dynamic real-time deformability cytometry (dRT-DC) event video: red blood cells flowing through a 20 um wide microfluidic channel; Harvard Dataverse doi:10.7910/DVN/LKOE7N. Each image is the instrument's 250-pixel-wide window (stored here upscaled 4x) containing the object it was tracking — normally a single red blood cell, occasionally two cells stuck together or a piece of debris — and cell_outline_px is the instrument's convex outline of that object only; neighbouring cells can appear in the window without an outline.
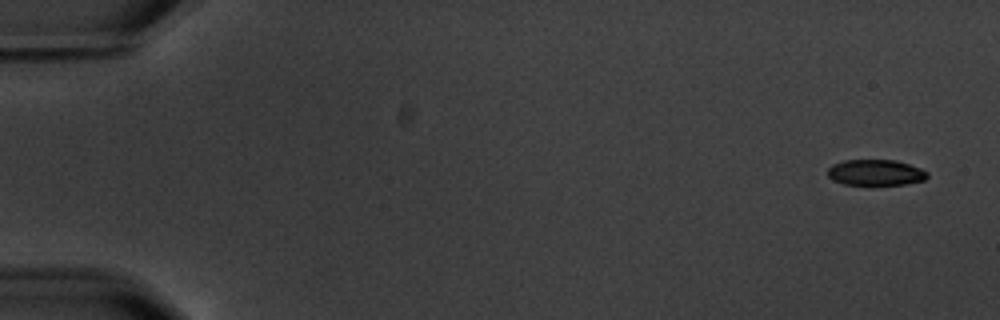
{"species": "common noctule bat (a hibernating species)", "species_latin": "Nyctalus noctula", "temperature_condition": "warm", "stored_images_in_passage": 10, "camera_frame_rate_fps": 3000, "um_per_image_px": 0.085, "animal": {"sex": "male", "body_mass_g": 20.1, "forearm_length_mm": 53.5}, "frame": {"image": 1, "passage_image": 1, "time_ms": 0.0, "image_size_px": [1000, 320], "cell_outline_px": [[928, 176], [924, 180], [904, 184], [844, 184], [832, 180], [828, 176], [828, 168], [832, 164], [844, 160], [896, 160], [920, 168], [928, 172]], "centroid_in_image_um": [74.41, 14.65], "position_along_channel_um": 10.6, "area_um2": 14.91}}
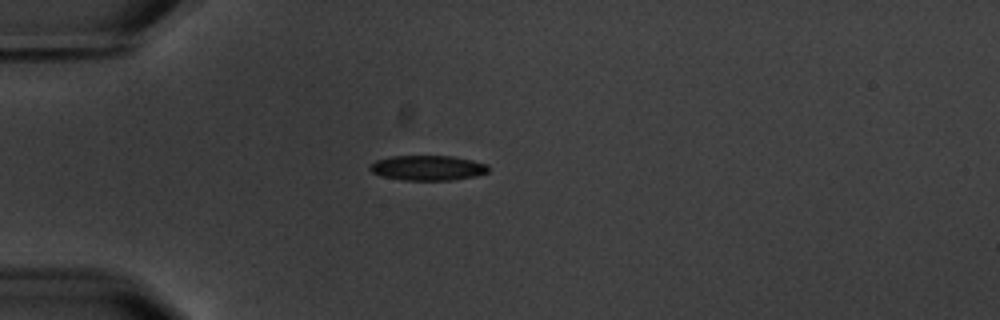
{"frame": {"image": 2, "passage_image": 5, "time_ms": 4.667, "image_size_px": [1000, 320], "cell_outline_px": [[488, 172], [472, 176], [452, 180], [404, 180], [384, 176], [372, 172], [368, 168], [376, 160], [392, 156], [452, 156], [472, 160], [488, 164]], "centroid_in_image_um": [36.36, 14.26], "position_along_channel_um": 48.6, "area_um2": 17.05}}
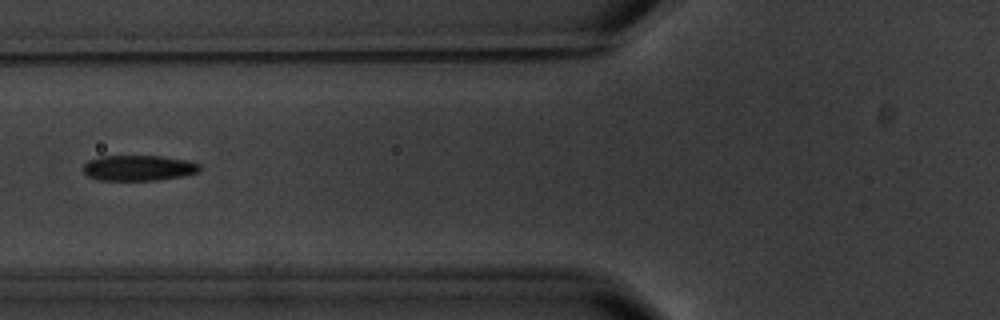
{"frame": {"image": 3, "passage_image": 7, "time_ms": 7.0, "image_size_px": [1000, 320], "cell_outline_px": [[200, 172], [184, 176], [156, 180], [96, 180], [88, 176], [84, 172], [84, 164], [88, 160], [100, 156], [160, 156], [188, 160], [200, 164]], "centroid_in_image_um": [11.79, 14.28], "position_along_channel_um": 114.0, "area_um2": 17.46}}